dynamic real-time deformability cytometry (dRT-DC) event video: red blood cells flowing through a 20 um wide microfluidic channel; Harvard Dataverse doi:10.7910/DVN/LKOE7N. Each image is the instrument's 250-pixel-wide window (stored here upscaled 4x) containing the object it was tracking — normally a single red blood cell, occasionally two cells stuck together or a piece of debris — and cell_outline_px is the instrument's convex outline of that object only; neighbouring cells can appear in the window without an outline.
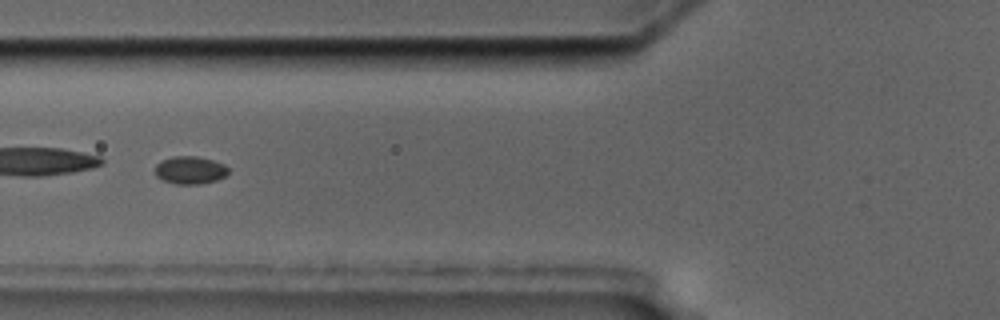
{"species": "common noctule bat (a hibernating species)", "species_latin": "Nyctalus noctula", "temperature_condition": "cold", "stored_images_in_passage": 9, "camera_frame_rate_fps": 3000, "um_per_image_px": 0.085, "animal": {"sex": "male", "body_mass_g": 17.5, "forearm_length_mm": 52.3}, "frame": {"image": 1, "passage_image": 6, "time_ms": 5.667, "image_size_px": [1000, 320], "cell_outline_px": [[228, 172], [224, 176], [216, 180], [200, 184], [176, 184], [164, 180], [156, 176], [156, 164], [160, 160], [172, 156], [196, 156], [212, 160], [224, 164], [228, 168]], "centroid_in_image_um": [16.14, 14.45], "position_along_channel_um": 109.7, "area_um2": 11.79}}
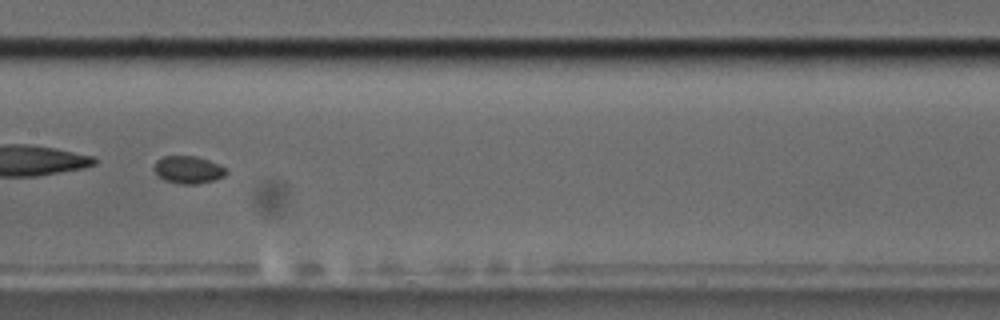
{"frame": {"image": 2, "passage_image": 8, "time_ms": 8.0, "image_size_px": [1000, 320], "cell_outline_px": [[228, 172], [224, 176], [212, 180], [196, 184], [180, 184], [164, 180], [152, 168], [156, 160], [164, 156], [196, 156], [220, 164], [228, 168]], "centroid_in_image_um": [16.01, 14.42], "position_along_channel_um": 191.4, "area_um2": 11.62}}